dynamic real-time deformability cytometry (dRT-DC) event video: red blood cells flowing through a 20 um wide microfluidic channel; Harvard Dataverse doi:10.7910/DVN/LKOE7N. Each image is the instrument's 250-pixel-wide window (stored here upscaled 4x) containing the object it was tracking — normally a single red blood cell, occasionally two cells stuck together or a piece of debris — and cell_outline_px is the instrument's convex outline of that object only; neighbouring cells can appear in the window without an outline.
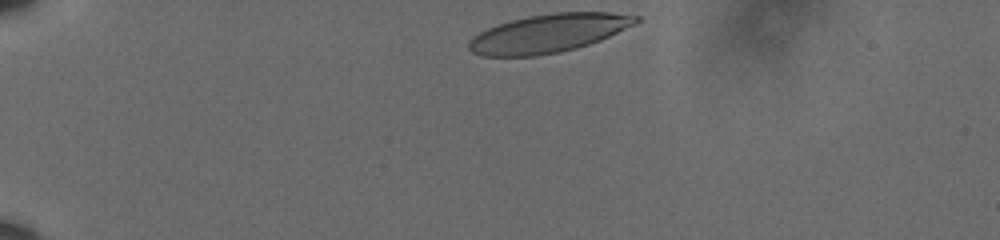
{"species": "human", "species_latin": "Homo sapiens", "temperature_condition": "cold", "stored_images_in_passage": 18, "camera_frame_rate_fps": 3000, "um_per_image_px": 0.085, "donor": {"sex": "male"}, "frame": {"image": 1, "passage_image": 1, "time_ms": 0.0, "image_size_px": [1000, 240], "cell_outline_px": [[640, 20], [636, 24], [600, 40], [576, 48], [560, 52], [536, 56], [484, 56], [472, 52], [468, 48], [468, 44], [480, 32], [496, 24], [528, 16], [556, 12], [608, 12], [640, 16]], "centroid_in_image_um": [46.65, 2.82], "position_along_channel_um": 38.3, "area_um2": 37.17}}
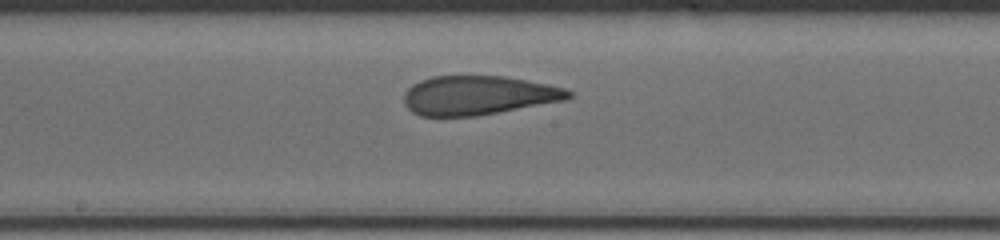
{"frame": {"image": 2, "passage_image": 10, "time_ms": 3.0, "image_size_px": [1000, 240], "cell_outline_px": [[572, 96], [564, 100], [476, 116], [420, 116], [412, 112], [404, 104], [404, 92], [412, 84], [420, 80], [432, 76], [504, 76], [528, 80], [548, 84], [564, 88], [572, 92]], "centroid_in_image_um": [40.61, 8.1], "position_along_channel_um": 207.6, "area_um2": 37.45}}
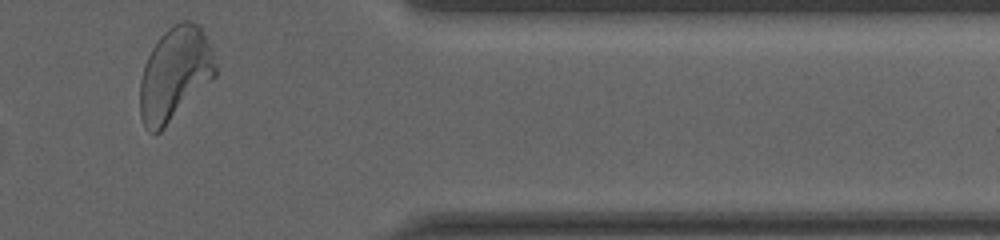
{"frame": {"image": 3, "passage_image": 18, "time_ms": 5.667, "image_size_px": [1000, 240], "cell_outline_px": [[216, 76], [160, 132], [152, 136], [144, 128], [140, 116], [140, 80], [144, 64], [152, 48], [160, 36], [168, 28], [184, 20], [192, 20], [200, 28], [212, 52], [216, 68]], "centroid_in_image_um": [14.82, 6.33], "position_along_channel_um": 396.6, "area_um2": 40.86}}